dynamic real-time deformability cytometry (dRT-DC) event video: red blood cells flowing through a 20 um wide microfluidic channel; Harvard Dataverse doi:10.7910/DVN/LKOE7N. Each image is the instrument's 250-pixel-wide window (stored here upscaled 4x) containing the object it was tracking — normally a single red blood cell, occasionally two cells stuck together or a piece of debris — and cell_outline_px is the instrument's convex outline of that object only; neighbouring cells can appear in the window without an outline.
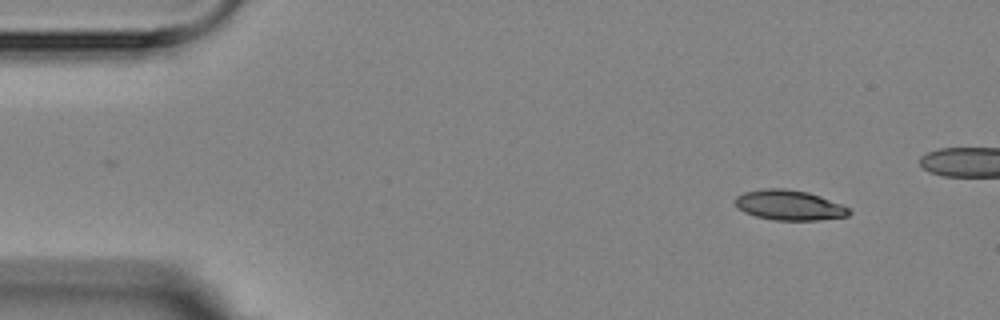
{"species": "Egyptian fruit bat (a non-hibernating species)", "species_latin": "Rousettus aegyptiacus", "temperature_condition": "room temperature", "stored_images_in_passage": 3, "camera_frame_rate_fps": 3000, "um_per_image_px": 0.085, "animal": {"sex": "female"}, "frame": {"image": 1, "passage_image": 1, "time_ms": 0.0, "image_size_px": [1000, 320], "cell_outline_px": [[852, 212], [848, 216], [820, 220], [772, 220], [756, 216], [744, 212], [736, 208], [732, 200], [736, 196], [744, 192], [764, 188], [784, 188], [808, 192], [820, 196], [840, 204], [848, 208]], "centroid_in_image_um": [67.03, 17.44], "position_along_channel_um": 18.0, "area_um2": 20.17}}